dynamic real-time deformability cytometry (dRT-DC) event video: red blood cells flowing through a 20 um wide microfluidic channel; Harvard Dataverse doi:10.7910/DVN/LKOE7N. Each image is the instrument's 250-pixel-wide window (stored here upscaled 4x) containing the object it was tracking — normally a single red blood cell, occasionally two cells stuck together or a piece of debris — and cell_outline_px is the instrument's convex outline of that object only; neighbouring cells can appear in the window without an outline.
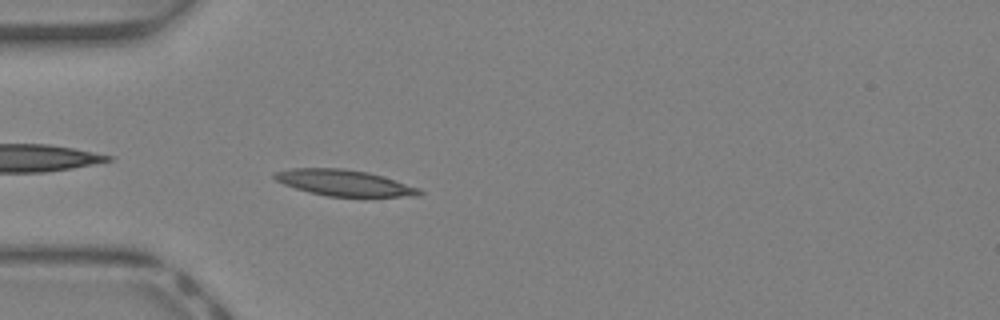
{"species": "Egyptian fruit bat (a non-hibernating species)", "species_latin": "Rousettus aegyptiacus", "temperature_condition": "warm", "stored_images_in_passage": 41, "camera_frame_rate_fps": 3000, "um_per_image_px": 0.085, "animal": {"sex": "female"}, "frame": {"image": 1, "passage_image": 12, "time_ms": 3.667, "image_size_px": [1000, 320], "cell_outline_px": [[420, 192], [396, 196], [332, 196], [312, 192], [288, 184], [280, 180], [276, 176], [284, 172], [304, 168], [328, 168], [364, 172], [380, 176], [392, 180], [412, 188]], "centroid_in_image_um": [29.22, 15.54], "position_along_channel_um": 55.8, "area_um2": 19.48}}
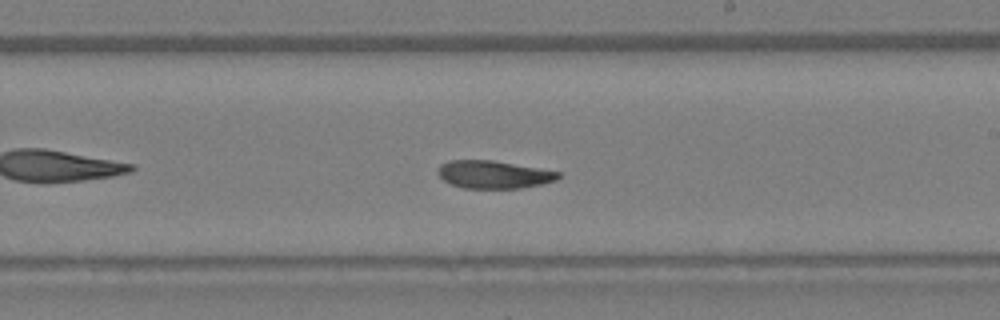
{"frame": {"image": 2, "passage_image": 24, "time_ms": 7.667, "image_size_px": [1000, 320], "cell_outline_px": [[560, 176], [552, 180], [512, 188], [472, 188], [456, 184], [440, 176], [440, 168], [444, 164], [456, 160], [484, 160], [560, 172]], "centroid_in_image_um": [41.95, 14.82], "position_along_channel_um": 247.0, "area_um2": 17.74}}
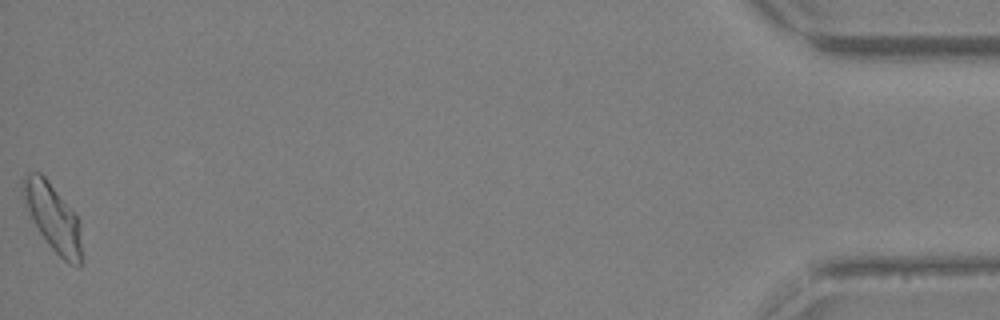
{"frame": {"image": 3, "passage_image": 41, "time_ms": 13.333, "image_size_px": [1000, 320], "cell_outline_px": [[80, 264], [64, 256], [44, 236], [36, 224], [28, 200], [28, 180], [40, 176], [52, 188], [76, 216], [80, 248]], "centroid_in_image_um": [4.62, 18.58], "position_along_channel_um": 430.6, "area_um2": 18.21}, "authors_computed_cell_mechanics": {"area_um2": 18.2648, "velocity_mm_per_s": 4.9776, "shape_relaxation_time_tau1_ms": null, "shape_relaxation_time_tau2_ms": 9.7496, "deformation_change_tau1": null, "deformation_change_tau2": 0.211}}